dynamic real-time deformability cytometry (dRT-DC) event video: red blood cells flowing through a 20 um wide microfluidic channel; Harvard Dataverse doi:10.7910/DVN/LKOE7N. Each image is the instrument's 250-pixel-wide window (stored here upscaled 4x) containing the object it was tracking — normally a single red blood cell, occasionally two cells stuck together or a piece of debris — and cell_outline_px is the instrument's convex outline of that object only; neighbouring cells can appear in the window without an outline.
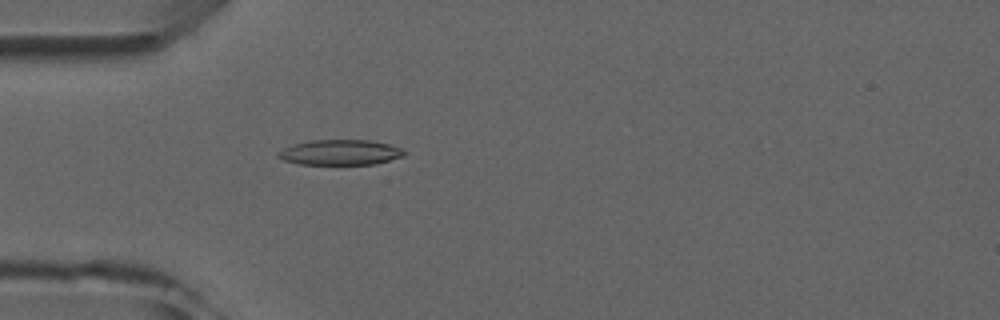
{"species": "common noctule bat (a hibernating species)", "species_latin": "Nyctalus noctula", "temperature_condition": "room temperature", "stored_images_in_passage": 5, "camera_frame_rate_fps": 3000, "um_per_image_px": 0.085, "animal": {"sex": "male", "forearm_length_mm": 52.5}, "frame": {"image": 1, "passage_image": 5, "time_ms": 4.333, "image_size_px": [1000, 320], "cell_outline_px": [[408, 152], [404, 156], [376, 164], [300, 164], [284, 160], [276, 156], [276, 152], [292, 144], [312, 140], [372, 140], [388, 144], [400, 148]], "centroid_in_image_um": [28.92, 12.95], "position_along_channel_um": 56.1, "area_um2": 18.67}}